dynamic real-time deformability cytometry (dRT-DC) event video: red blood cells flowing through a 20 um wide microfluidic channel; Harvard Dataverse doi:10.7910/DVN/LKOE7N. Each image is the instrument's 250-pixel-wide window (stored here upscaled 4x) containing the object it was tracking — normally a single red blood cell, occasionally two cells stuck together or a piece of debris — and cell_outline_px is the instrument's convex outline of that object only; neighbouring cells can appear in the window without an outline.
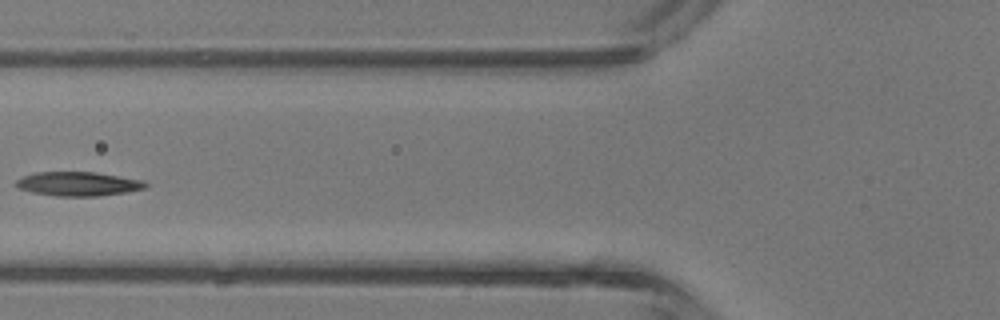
{"species": "common noctule bat (a hibernating species)", "species_latin": "Nyctalus noctula", "temperature_condition": "room temperature", "stored_images_in_passage": 5, "camera_frame_rate_fps": 3000, "um_per_image_px": 0.085, "animal": {"sex": "male", "body_mass_g": 13.3}, "frame": {"image": 1, "passage_image": 5, "time_ms": 4.333, "image_size_px": [1000, 320], "cell_outline_px": [[148, 184], [144, 188], [128, 192], [100, 196], [56, 196], [32, 192], [16, 188], [16, 180], [24, 176], [36, 172], [96, 172], [144, 180]], "centroid_in_image_um": [6.66, 15.63], "position_along_channel_um": 119.1, "area_um2": 18.26}}